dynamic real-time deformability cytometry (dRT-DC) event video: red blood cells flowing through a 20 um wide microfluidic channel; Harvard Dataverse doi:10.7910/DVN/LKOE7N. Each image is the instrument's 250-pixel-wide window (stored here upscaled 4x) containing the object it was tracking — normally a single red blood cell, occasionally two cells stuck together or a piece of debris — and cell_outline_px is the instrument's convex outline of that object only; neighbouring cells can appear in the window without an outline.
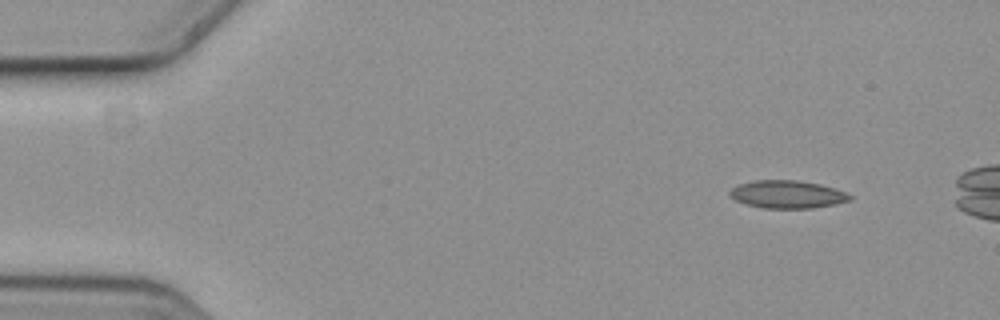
{"species": "common noctule bat (a hibernating species)", "species_latin": "Nyctalus noctula", "temperature_condition": "cold", "stored_images_in_passage": 4, "camera_frame_rate_fps": 3000, "um_per_image_px": 0.085, "animal": {"sex": "female", "body_mass_g": 19.3, "forearm_length_mm": 54.1}, "frame": {"image": 1, "passage_image": 1, "time_ms": 0.0, "image_size_px": [1000, 320], "cell_outline_px": [[852, 200], [836, 204], [812, 208], [760, 208], [744, 204], [728, 196], [728, 192], [732, 188], [740, 184], [756, 180], [796, 180], [820, 184], [844, 192], [852, 196]], "centroid_in_image_um": [66.89, 16.53], "position_along_channel_um": 18.1, "area_um2": 19.48}}
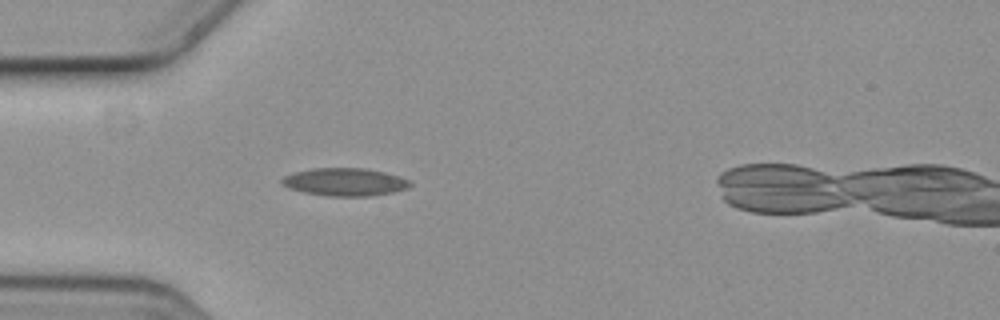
{"frame": {"image": 2, "passage_image": 4, "time_ms": 1.0, "image_size_px": [1000, 320], "cell_outline_px": [[412, 184], [408, 188], [392, 192], [368, 196], [328, 196], [304, 192], [288, 188], [280, 184], [280, 180], [284, 176], [292, 172], [312, 168], [364, 168], [384, 172], [412, 180]], "centroid_in_image_um": [29.28, 15.46], "position_along_channel_um": 55.7, "area_um2": 20.92}}